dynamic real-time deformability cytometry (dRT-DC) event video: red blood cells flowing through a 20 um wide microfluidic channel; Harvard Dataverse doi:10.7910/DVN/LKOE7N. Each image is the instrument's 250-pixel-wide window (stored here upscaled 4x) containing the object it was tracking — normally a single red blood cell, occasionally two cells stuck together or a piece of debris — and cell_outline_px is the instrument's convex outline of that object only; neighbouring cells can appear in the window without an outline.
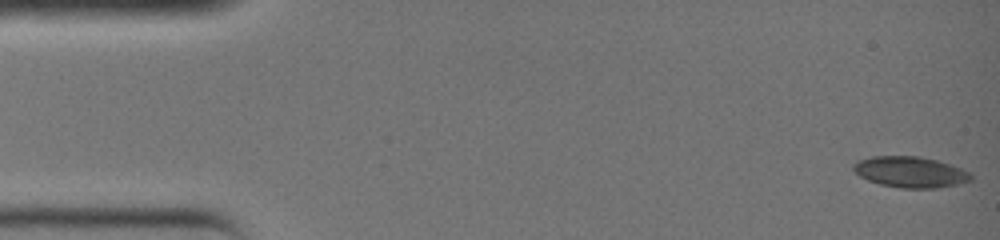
{"species": "common noctule bat (a hibernating species)", "species_latin": "Nyctalus noctula", "temperature_condition": "warm", "stored_images_in_passage": 37, "camera_frame_rate_fps": 3000, "um_per_image_px": 0.085, "animal": {"sex": "female", "body_mass_g": 19.0, "forearm_length_mm": 51.5}, "frame": {"image": 1, "passage_image": 1, "time_ms": 0.0, "image_size_px": [1000, 240], "cell_outline_px": [[972, 180], [956, 184], [936, 188], [900, 188], [880, 184], [868, 180], [860, 176], [852, 168], [852, 164], [856, 160], [872, 156], [920, 156], [936, 160], [960, 168], [968, 172], [972, 176]], "centroid_in_image_um": [77.33, 14.61], "position_along_channel_um": 7.7, "area_um2": 21.1}}
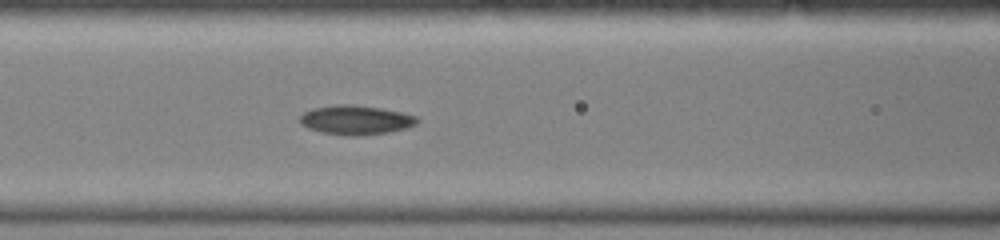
{"frame": {"image": 2, "passage_image": 16, "time_ms": 5.0, "image_size_px": [1000, 240], "cell_outline_px": [[420, 120], [416, 124], [408, 128], [388, 132], [360, 136], [344, 136], [320, 132], [308, 128], [300, 124], [300, 116], [304, 112], [316, 108], [344, 104], [380, 108], [400, 112], [416, 116]], "centroid_in_image_um": [30.25, 10.22], "position_along_channel_um": 136.3, "area_um2": 19.88}}
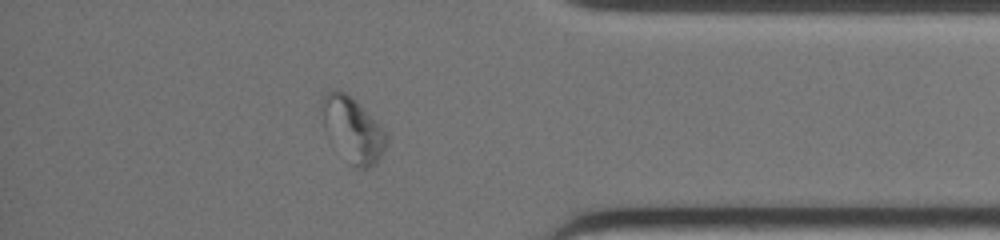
{"frame": {"image": 3, "passage_image": 32, "time_ms": 10.333, "image_size_px": [1000, 240], "cell_outline_px": [[388, 140], [380, 160], [376, 164], [368, 168], [356, 168], [352, 164], [324, 128], [320, 100], [332, 88], [336, 88], [344, 92], [360, 104], [388, 132]], "centroid_in_image_um": [30.03, 10.97], "position_along_channel_um": 405.2, "area_um2": 24.04}}